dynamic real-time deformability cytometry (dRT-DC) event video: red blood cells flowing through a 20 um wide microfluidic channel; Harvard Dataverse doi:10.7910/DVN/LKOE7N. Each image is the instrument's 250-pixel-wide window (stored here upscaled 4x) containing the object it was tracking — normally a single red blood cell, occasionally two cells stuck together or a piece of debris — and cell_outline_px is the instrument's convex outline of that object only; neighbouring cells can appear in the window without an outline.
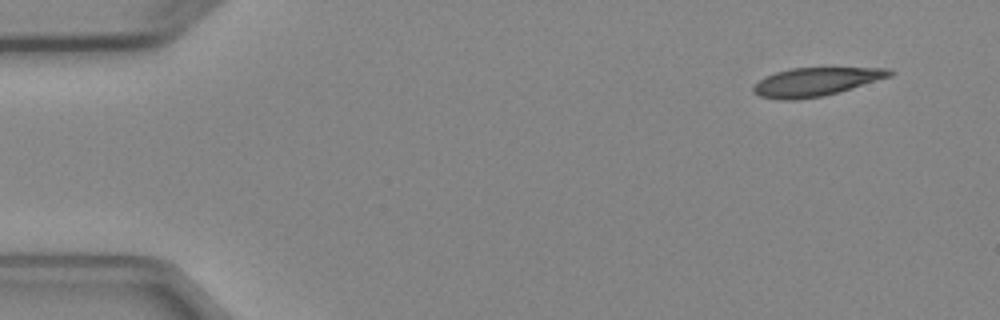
{"species": "Egyptian fruit bat (a non-hibernating species)", "species_latin": "Rousettus aegyptiacus", "temperature_condition": "cold", "stored_images_in_passage": 4, "camera_frame_rate_fps": 3000, "um_per_image_px": 0.085, "animal": {"sex": "female"}, "frame": {"image": 1, "passage_image": 1, "time_ms": 0.0, "image_size_px": [1000, 320], "cell_outline_px": [[896, 72], [892, 76], [836, 92], [820, 96], [796, 100], [780, 100], [760, 96], [752, 92], [752, 88], [760, 80], [776, 72], [792, 68], [888, 68]], "centroid_in_image_um": [69.34, 6.95], "position_along_channel_um": 15.7, "area_um2": 22.2}}
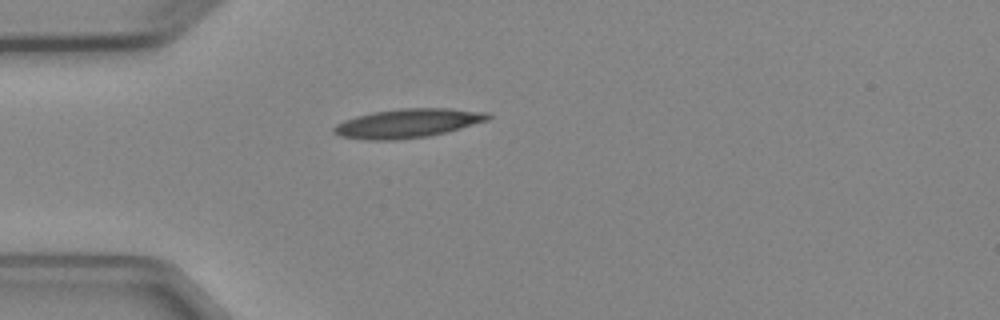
{"frame": {"image": 2, "passage_image": 4, "time_ms": 3.333, "image_size_px": [1000, 320], "cell_outline_px": [[492, 116], [488, 120], [460, 128], [428, 136], [392, 140], [364, 140], [340, 136], [332, 132], [332, 128], [336, 124], [344, 120], [356, 116], [372, 112], [400, 108], [448, 108], [488, 112]], "centroid_in_image_um": [34.62, 10.47], "position_along_channel_um": 50.4, "area_um2": 26.01}}